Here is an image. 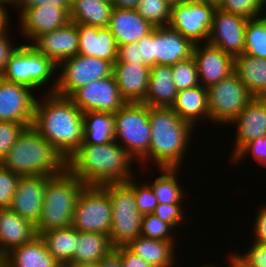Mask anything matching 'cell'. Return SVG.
Here are the masks:
<instances>
[{
    "label": "cell",
    "instance_id": "cell-61",
    "mask_svg": "<svg viewBox=\"0 0 266 267\" xmlns=\"http://www.w3.org/2000/svg\"><path fill=\"white\" fill-rule=\"evenodd\" d=\"M57 267H68V264H60Z\"/></svg>",
    "mask_w": 266,
    "mask_h": 267
},
{
    "label": "cell",
    "instance_id": "cell-36",
    "mask_svg": "<svg viewBox=\"0 0 266 267\" xmlns=\"http://www.w3.org/2000/svg\"><path fill=\"white\" fill-rule=\"evenodd\" d=\"M261 17L248 19L245 30L244 54L266 59V13Z\"/></svg>",
    "mask_w": 266,
    "mask_h": 267
},
{
    "label": "cell",
    "instance_id": "cell-4",
    "mask_svg": "<svg viewBox=\"0 0 266 267\" xmlns=\"http://www.w3.org/2000/svg\"><path fill=\"white\" fill-rule=\"evenodd\" d=\"M19 176H56L66 161L32 126L25 128L1 162Z\"/></svg>",
    "mask_w": 266,
    "mask_h": 267
},
{
    "label": "cell",
    "instance_id": "cell-52",
    "mask_svg": "<svg viewBox=\"0 0 266 267\" xmlns=\"http://www.w3.org/2000/svg\"><path fill=\"white\" fill-rule=\"evenodd\" d=\"M115 62L139 64V53H138L137 42L119 46L117 52V59Z\"/></svg>",
    "mask_w": 266,
    "mask_h": 267
},
{
    "label": "cell",
    "instance_id": "cell-21",
    "mask_svg": "<svg viewBox=\"0 0 266 267\" xmlns=\"http://www.w3.org/2000/svg\"><path fill=\"white\" fill-rule=\"evenodd\" d=\"M31 45L58 65L63 60L78 55L77 24L70 21L61 28L42 34Z\"/></svg>",
    "mask_w": 266,
    "mask_h": 267
},
{
    "label": "cell",
    "instance_id": "cell-2",
    "mask_svg": "<svg viewBox=\"0 0 266 267\" xmlns=\"http://www.w3.org/2000/svg\"><path fill=\"white\" fill-rule=\"evenodd\" d=\"M134 161V162H133ZM135 160L115 140L107 144H80L66 160V168L84 185L125 183L135 174Z\"/></svg>",
    "mask_w": 266,
    "mask_h": 267
},
{
    "label": "cell",
    "instance_id": "cell-62",
    "mask_svg": "<svg viewBox=\"0 0 266 267\" xmlns=\"http://www.w3.org/2000/svg\"><path fill=\"white\" fill-rule=\"evenodd\" d=\"M266 7V0H259Z\"/></svg>",
    "mask_w": 266,
    "mask_h": 267
},
{
    "label": "cell",
    "instance_id": "cell-59",
    "mask_svg": "<svg viewBox=\"0 0 266 267\" xmlns=\"http://www.w3.org/2000/svg\"><path fill=\"white\" fill-rule=\"evenodd\" d=\"M7 4L10 6H13L15 5V0H0V6L6 8ZM6 5V6H5Z\"/></svg>",
    "mask_w": 266,
    "mask_h": 267
},
{
    "label": "cell",
    "instance_id": "cell-25",
    "mask_svg": "<svg viewBox=\"0 0 266 267\" xmlns=\"http://www.w3.org/2000/svg\"><path fill=\"white\" fill-rule=\"evenodd\" d=\"M37 236L35 225L10 208H0V260L13 248Z\"/></svg>",
    "mask_w": 266,
    "mask_h": 267
},
{
    "label": "cell",
    "instance_id": "cell-15",
    "mask_svg": "<svg viewBox=\"0 0 266 267\" xmlns=\"http://www.w3.org/2000/svg\"><path fill=\"white\" fill-rule=\"evenodd\" d=\"M247 21L248 19L245 17L216 8L213 13L208 43L234 58L243 55Z\"/></svg>",
    "mask_w": 266,
    "mask_h": 267
},
{
    "label": "cell",
    "instance_id": "cell-47",
    "mask_svg": "<svg viewBox=\"0 0 266 267\" xmlns=\"http://www.w3.org/2000/svg\"><path fill=\"white\" fill-rule=\"evenodd\" d=\"M7 30L10 29L7 27L3 32L0 33V75L5 70L10 57L20 46V44H17V46L14 45L11 37L8 35Z\"/></svg>",
    "mask_w": 266,
    "mask_h": 267
},
{
    "label": "cell",
    "instance_id": "cell-57",
    "mask_svg": "<svg viewBox=\"0 0 266 267\" xmlns=\"http://www.w3.org/2000/svg\"><path fill=\"white\" fill-rule=\"evenodd\" d=\"M68 267H100L99 263L68 264Z\"/></svg>",
    "mask_w": 266,
    "mask_h": 267
},
{
    "label": "cell",
    "instance_id": "cell-14",
    "mask_svg": "<svg viewBox=\"0 0 266 267\" xmlns=\"http://www.w3.org/2000/svg\"><path fill=\"white\" fill-rule=\"evenodd\" d=\"M33 91L26 85L0 77V121L16 122L26 128L31 127L37 99Z\"/></svg>",
    "mask_w": 266,
    "mask_h": 267
},
{
    "label": "cell",
    "instance_id": "cell-9",
    "mask_svg": "<svg viewBox=\"0 0 266 267\" xmlns=\"http://www.w3.org/2000/svg\"><path fill=\"white\" fill-rule=\"evenodd\" d=\"M112 209L108 184L86 185L76 202L72 226L79 232L108 234L111 228Z\"/></svg>",
    "mask_w": 266,
    "mask_h": 267
},
{
    "label": "cell",
    "instance_id": "cell-45",
    "mask_svg": "<svg viewBox=\"0 0 266 267\" xmlns=\"http://www.w3.org/2000/svg\"><path fill=\"white\" fill-rule=\"evenodd\" d=\"M232 255L244 267H266V244L253 242L245 253L232 251Z\"/></svg>",
    "mask_w": 266,
    "mask_h": 267
},
{
    "label": "cell",
    "instance_id": "cell-26",
    "mask_svg": "<svg viewBox=\"0 0 266 267\" xmlns=\"http://www.w3.org/2000/svg\"><path fill=\"white\" fill-rule=\"evenodd\" d=\"M0 262L2 267H57L60 265L48 252L39 235L13 248Z\"/></svg>",
    "mask_w": 266,
    "mask_h": 267
},
{
    "label": "cell",
    "instance_id": "cell-60",
    "mask_svg": "<svg viewBox=\"0 0 266 267\" xmlns=\"http://www.w3.org/2000/svg\"><path fill=\"white\" fill-rule=\"evenodd\" d=\"M200 267H217L215 264L213 265V263H211L210 265L208 263H206L205 265H201Z\"/></svg>",
    "mask_w": 266,
    "mask_h": 267
},
{
    "label": "cell",
    "instance_id": "cell-12",
    "mask_svg": "<svg viewBox=\"0 0 266 267\" xmlns=\"http://www.w3.org/2000/svg\"><path fill=\"white\" fill-rule=\"evenodd\" d=\"M215 9L202 0L175 2L172 5L169 26L194 44L207 43Z\"/></svg>",
    "mask_w": 266,
    "mask_h": 267
},
{
    "label": "cell",
    "instance_id": "cell-48",
    "mask_svg": "<svg viewBox=\"0 0 266 267\" xmlns=\"http://www.w3.org/2000/svg\"><path fill=\"white\" fill-rule=\"evenodd\" d=\"M139 64H146L150 68L155 66L153 58V31L137 41Z\"/></svg>",
    "mask_w": 266,
    "mask_h": 267
},
{
    "label": "cell",
    "instance_id": "cell-53",
    "mask_svg": "<svg viewBox=\"0 0 266 267\" xmlns=\"http://www.w3.org/2000/svg\"><path fill=\"white\" fill-rule=\"evenodd\" d=\"M98 263L100 267H122L121 257L114 249Z\"/></svg>",
    "mask_w": 266,
    "mask_h": 267
},
{
    "label": "cell",
    "instance_id": "cell-38",
    "mask_svg": "<svg viewBox=\"0 0 266 267\" xmlns=\"http://www.w3.org/2000/svg\"><path fill=\"white\" fill-rule=\"evenodd\" d=\"M173 81L178 91L201 85L193 56L171 65Z\"/></svg>",
    "mask_w": 266,
    "mask_h": 267
},
{
    "label": "cell",
    "instance_id": "cell-3",
    "mask_svg": "<svg viewBox=\"0 0 266 267\" xmlns=\"http://www.w3.org/2000/svg\"><path fill=\"white\" fill-rule=\"evenodd\" d=\"M151 141L149 162L158 168H179L192 139L194 126L171 107H150ZM189 145V146H188ZM188 147V150H187Z\"/></svg>",
    "mask_w": 266,
    "mask_h": 267
},
{
    "label": "cell",
    "instance_id": "cell-22",
    "mask_svg": "<svg viewBox=\"0 0 266 267\" xmlns=\"http://www.w3.org/2000/svg\"><path fill=\"white\" fill-rule=\"evenodd\" d=\"M113 75L121 97L129 103L143 102L149 84L150 67L146 64L114 62Z\"/></svg>",
    "mask_w": 266,
    "mask_h": 267
},
{
    "label": "cell",
    "instance_id": "cell-10",
    "mask_svg": "<svg viewBox=\"0 0 266 267\" xmlns=\"http://www.w3.org/2000/svg\"><path fill=\"white\" fill-rule=\"evenodd\" d=\"M207 96L210 122L220 126L231 124L254 98L235 73L207 88Z\"/></svg>",
    "mask_w": 266,
    "mask_h": 267
},
{
    "label": "cell",
    "instance_id": "cell-49",
    "mask_svg": "<svg viewBox=\"0 0 266 267\" xmlns=\"http://www.w3.org/2000/svg\"><path fill=\"white\" fill-rule=\"evenodd\" d=\"M49 4L63 9L68 15L70 14V4L66 0H15L14 7L22 14L27 8Z\"/></svg>",
    "mask_w": 266,
    "mask_h": 267
},
{
    "label": "cell",
    "instance_id": "cell-11",
    "mask_svg": "<svg viewBox=\"0 0 266 267\" xmlns=\"http://www.w3.org/2000/svg\"><path fill=\"white\" fill-rule=\"evenodd\" d=\"M57 68L54 93L65 97H70L81 86L113 75L112 62L79 54L63 60Z\"/></svg>",
    "mask_w": 266,
    "mask_h": 267
},
{
    "label": "cell",
    "instance_id": "cell-18",
    "mask_svg": "<svg viewBox=\"0 0 266 267\" xmlns=\"http://www.w3.org/2000/svg\"><path fill=\"white\" fill-rule=\"evenodd\" d=\"M23 38L32 44L39 36L65 26L70 22L69 15L61 8L49 4L27 8L19 17ZM26 36V37H25Z\"/></svg>",
    "mask_w": 266,
    "mask_h": 267
},
{
    "label": "cell",
    "instance_id": "cell-28",
    "mask_svg": "<svg viewBox=\"0 0 266 267\" xmlns=\"http://www.w3.org/2000/svg\"><path fill=\"white\" fill-rule=\"evenodd\" d=\"M171 108L181 119L190 122L195 128L198 125L196 122H200L201 119H205V122L208 123L210 121V113L207 88L198 85L178 91Z\"/></svg>",
    "mask_w": 266,
    "mask_h": 267
},
{
    "label": "cell",
    "instance_id": "cell-40",
    "mask_svg": "<svg viewBox=\"0 0 266 267\" xmlns=\"http://www.w3.org/2000/svg\"><path fill=\"white\" fill-rule=\"evenodd\" d=\"M136 177L134 176L125 183L133 190L139 212L142 215L153 214L155 208L158 206V200L154 195L152 186L148 183L149 180L143 181V183H139V181L135 183Z\"/></svg>",
    "mask_w": 266,
    "mask_h": 267
},
{
    "label": "cell",
    "instance_id": "cell-55",
    "mask_svg": "<svg viewBox=\"0 0 266 267\" xmlns=\"http://www.w3.org/2000/svg\"><path fill=\"white\" fill-rule=\"evenodd\" d=\"M9 14L7 9L0 6V33L3 32L7 27H9Z\"/></svg>",
    "mask_w": 266,
    "mask_h": 267
},
{
    "label": "cell",
    "instance_id": "cell-54",
    "mask_svg": "<svg viewBox=\"0 0 266 267\" xmlns=\"http://www.w3.org/2000/svg\"><path fill=\"white\" fill-rule=\"evenodd\" d=\"M140 0H110L114 8L135 9Z\"/></svg>",
    "mask_w": 266,
    "mask_h": 267
},
{
    "label": "cell",
    "instance_id": "cell-41",
    "mask_svg": "<svg viewBox=\"0 0 266 267\" xmlns=\"http://www.w3.org/2000/svg\"><path fill=\"white\" fill-rule=\"evenodd\" d=\"M220 9L246 19H254L263 16L262 12L266 10V7L259 0H226Z\"/></svg>",
    "mask_w": 266,
    "mask_h": 267
},
{
    "label": "cell",
    "instance_id": "cell-16",
    "mask_svg": "<svg viewBox=\"0 0 266 267\" xmlns=\"http://www.w3.org/2000/svg\"><path fill=\"white\" fill-rule=\"evenodd\" d=\"M193 57L200 84L204 88H209L234 73V57L208 42L195 44Z\"/></svg>",
    "mask_w": 266,
    "mask_h": 267
},
{
    "label": "cell",
    "instance_id": "cell-23",
    "mask_svg": "<svg viewBox=\"0 0 266 267\" xmlns=\"http://www.w3.org/2000/svg\"><path fill=\"white\" fill-rule=\"evenodd\" d=\"M79 36V55L97 57L109 62L117 59L118 46L108 27L77 24Z\"/></svg>",
    "mask_w": 266,
    "mask_h": 267
},
{
    "label": "cell",
    "instance_id": "cell-43",
    "mask_svg": "<svg viewBox=\"0 0 266 267\" xmlns=\"http://www.w3.org/2000/svg\"><path fill=\"white\" fill-rule=\"evenodd\" d=\"M25 128L16 122L0 121V163Z\"/></svg>",
    "mask_w": 266,
    "mask_h": 267
},
{
    "label": "cell",
    "instance_id": "cell-42",
    "mask_svg": "<svg viewBox=\"0 0 266 267\" xmlns=\"http://www.w3.org/2000/svg\"><path fill=\"white\" fill-rule=\"evenodd\" d=\"M20 176L0 163V208H9Z\"/></svg>",
    "mask_w": 266,
    "mask_h": 267
},
{
    "label": "cell",
    "instance_id": "cell-32",
    "mask_svg": "<svg viewBox=\"0 0 266 267\" xmlns=\"http://www.w3.org/2000/svg\"><path fill=\"white\" fill-rule=\"evenodd\" d=\"M113 249L114 246L108 234L79 232L76 239V250L70 264L98 263Z\"/></svg>",
    "mask_w": 266,
    "mask_h": 267
},
{
    "label": "cell",
    "instance_id": "cell-6",
    "mask_svg": "<svg viewBox=\"0 0 266 267\" xmlns=\"http://www.w3.org/2000/svg\"><path fill=\"white\" fill-rule=\"evenodd\" d=\"M55 76H57V65L31 44H21L0 75L7 81L26 85L34 92L46 85L45 87L49 88H44L45 93H54L57 86ZM50 82L52 84L48 85Z\"/></svg>",
    "mask_w": 266,
    "mask_h": 267
},
{
    "label": "cell",
    "instance_id": "cell-20",
    "mask_svg": "<svg viewBox=\"0 0 266 267\" xmlns=\"http://www.w3.org/2000/svg\"><path fill=\"white\" fill-rule=\"evenodd\" d=\"M194 43L174 28L156 26L153 30L155 65H174L193 56Z\"/></svg>",
    "mask_w": 266,
    "mask_h": 267
},
{
    "label": "cell",
    "instance_id": "cell-63",
    "mask_svg": "<svg viewBox=\"0 0 266 267\" xmlns=\"http://www.w3.org/2000/svg\"><path fill=\"white\" fill-rule=\"evenodd\" d=\"M66 1L71 5L74 0H66Z\"/></svg>",
    "mask_w": 266,
    "mask_h": 267
},
{
    "label": "cell",
    "instance_id": "cell-58",
    "mask_svg": "<svg viewBox=\"0 0 266 267\" xmlns=\"http://www.w3.org/2000/svg\"><path fill=\"white\" fill-rule=\"evenodd\" d=\"M202 1L208 2L215 8H220L226 0H202Z\"/></svg>",
    "mask_w": 266,
    "mask_h": 267
},
{
    "label": "cell",
    "instance_id": "cell-50",
    "mask_svg": "<svg viewBox=\"0 0 266 267\" xmlns=\"http://www.w3.org/2000/svg\"><path fill=\"white\" fill-rule=\"evenodd\" d=\"M114 250L120 255L122 267H154L136 255L127 246H117Z\"/></svg>",
    "mask_w": 266,
    "mask_h": 267
},
{
    "label": "cell",
    "instance_id": "cell-19",
    "mask_svg": "<svg viewBox=\"0 0 266 267\" xmlns=\"http://www.w3.org/2000/svg\"><path fill=\"white\" fill-rule=\"evenodd\" d=\"M236 131L232 159L246 144L266 135V98L254 97L231 123Z\"/></svg>",
    "mask_w": 266,
    "mask_h": 267
},
{
    "label": "cell",
    "instance_id": "cell-44",
    "mask_svg": "<svg viewBox=\"0 0 266 267\" xmlns=\"http://www.w3.org/2000/svg\"><path fill=\"white\" fill-rule=\"evenodd\" d=\"M247 154H251L252 158L257 161V164H261L266 168V135L262 137H258L246 144L231 160L230 164L238 165L237 163L244 160L247 157Z\"/></svg>",
    "mask_w": 266,
    "mask_h": 267
},
{
    "label": "cell",
    "instance_id": "cell-56",
    "mask_svg": "<svg viewBox=\"0 0 266 267\" xmlns=\"http://www.w3.org/2000/svg\"><path fill=\"white\" fill-rule=\"evenodd\" d=\"M231 255L228 256L227 262H229L228 267H244L230 252Z\"/></svg>",
    "mask_w": 266,
    "mask_h": 267
},
{
    "label": "cell",
    "instance_id": "cell-35",
    "mask_svg": "<svg viewBox=\"0 0 266 267\" xmlns=\"http://www.w3.org/2000/svg\"><path fill=\"white\" fill-rule=\"evenodd\" d=\"M160 175L149 184L152 186L154 195L158 203L171 204L183 203L185 200L184 188L182 182H179L178 173L180 168H158Z\"/></svg>",
    "mask_w": 266,
    "mask_h": 267
},
{
    "label": "cell",
    "instance_id": "cell-37",
    "mask_svg": "<svg viewBox=\"0 0 266 267\" xmlns=\"http://www.w3.org/2000/svg\"><path fill=\"white\" fill-rule=\"evenodd\" d=\"M173 2L170 0H140L135 8L145 20L156 26H168Z\"/></svg>",
    "mask_w": 266,
    "mask_h": 267
},
{
    "label": "cell",
    "instance_id": "cell-30",
    "mask_svg": "<svg viewBox=\"0 0 266 267\" xmlns=\"http://www.w3.org/2000/svg\"><path fill=\"white\" fill-rule=\"evenodd\" d=\"M127 247L136 255L154 267H174L176 245L173 242L161 241L144 236L132 240Z\"/></svg>",
    "mask_w": 266,
    "mask_h": 267
},
{
    "label": "cell",
    "instance_id": "cell-24",
    "mask_svg": "<svg viewBox=\"0 0 266 267\" xmlns=\"http://www.w3.org/2000/svg\"><path fill=\"white\" fill-rule=\"evenodd\" d=\"M108 28L119 47L137 42L142 37L149 35L155 26L143 19L135 9L114 8Z\"/></svg>",
    "mask_w": 266,
    "mask_h": 267
},
{
    "label": "cell",
    "instance_id": "cell-8",
    "mask_svg": "<svg viewBox=\"0 0 266 267\" xmlns=\"http://www.w3.org/2000/svg\"><path fill=\"white\" fill-rule=\"evenodd\" d=\"M112 218L109 237L114 247L127 246L141 234L142 214L133 190L126 183H109Z\"/></svg>",
    "mask_w": 266,
    "mask_h": 267
},
{
    "label": "cell",
    "instance_id": "cell-17",
    "mask_svg": "<svg viewBox=\"0 0 266 267\" xmlns=\"http://www.w3.org/2000/svg\"><path fill=\"white\" fill-rule=\"evenodd\" d=\"M51 176H20L10 209L37 225L41 218L45 187Z\"/></svg>",
    "mask_w": 266,
    "mask_h": 267
},
{
    "label": "cell",
    "instance_id": "cell-33",
    "mask_svg": "<svg viewBox=\"0 0 266 267\" xmlns=\"http://www.w3.org/2000/svg\"><path fill=\"white\" fill-rule=\"evenodd\" d=\"M48 252L59 264H70L76 250L79 231L73 226L46 231L39 235Z\"/></svg>",
    "mask_w": 266,
    "mask_h": 267
},
{
    "label": "cell",
    "instance_id": "cell-34",
    "mask_svg": "<svg viewBox=\"0 0 266 267\" xmlns=\"http://www.w3.org/2000/svg\"><path fill=\"white\" fill-rule=\"evenodd\" d=\"M83 129V142L81 144H107L114 141L113 113H83Z\"/></svg>",
    "mask_w": 266,
    "mask_h": 267
},
{
    "label": "cell",
    "instance_id": "cell-29",
    "mask_svg": "<svg viewBox=\"0 0 266 267\" xmlns=\"http://www.w3.org/2000/svg\"><path fill=\"white\" fill-rule=\"evenodd\" d=\"M234 73L253 97L266 98V59L239 55L234 58Z\"/></svg>",
    "mask_w": 266,
    "mask_h": 267
},
{
    "label": "cell",
    "instance_id": "cell-27",
    "mask_svg": "<svg viewBox=\"0 0 266 267\" xmlns=\"http://www.w3.org/2000/svg\"><path fill=\"white\" fill-rule=\"evenodd\" d=\"M177 94L171 65L151 67L146 99L142 103L150 107H172Z\"/></svg>",
    "mask_w": 266,
    "mask_h": 267
},
{
    "label": "cell",
    "instance_id": "cell-51",
    "mask_svg": "<svg viewBox=\"0 0 266 267\" xmlns=\"http://www.w3.org/2000/svg\"><path fill=\"white\" fill-rule=\"evenodd\" d=\"M253 241L254 243L266 244V204L261 205L258 209L256 219L253 224Z\"/></svg>",
    "mask_w": 266,
    "mask_h": 267
},
{
    "label": "cell",
    "instance_id": "cell-5",
    "mask_svg": "<svg viewBox=\"0 0 266 267\" xmlns=\"http://www.w3.org/2000/svg\"><path fill=\"white\" fill-rule=\"evenodd\" d=\"M67 168L47 180L41 218L35 226L37 235L72 226V215L85 187Z\"/></svg>",
    "mask_w": 266,
    "mask_h": 267
},
{
    "label": "cell",
    "instance_id": "cell-64",
    "mask_svg": "<svg viewBox=\"0 0 266 267\" xmlns=\"http://www.w3.org/2000/svg\"><path fill=\"white\" fill-rule=\"evenodd\" d=\"M170 1L175 3V2H178V1H181V0H170Z\"/></svg>",
    "mask_w": 266,
    "mask_h": 267
},
{
    "label": "cell",
    "instance_id": "cell-39",
    "mask_svg": "<svg viewBox=\"0 0 266 267\" xmlns=\"http://www.w3.org/2000/svg\"><path fill=\"white\" fill-rule=\"evenodd\" d=\"M173 228L166 222L161 221L154 214L142 216L141 236L161 241L173 242L175 245V234Z\"/></svg>",
    "mask_w": 266,
    "mask_h": 267
},
{
    "label": "cell",
    "instance_id": "cell-7",
    "mask_svg": "<svg viewBox=\"0 0 266 267\" xmlns=\"http://www.w3.org/2000/svg\"><path fill=\"white\" fill-rule=\"evenodd\" d=\"M113 116L115 141L135 160V164L148 163L151 141L149 105L126 102Z\"/></svg>",
    "mask_w": 266,
    "mask_h": 267
},
{
    "label": "cell",
    "instance_id": "cell-46",
    "mask_svg": "<svg viewBox=\"0 0 266 267\" xmlns=\"http://www.w3.org/2000/svg\"><path fill=\"white\" fill-rule=\"evenodd\" d=\"M181 203L162 204L158 203L153 214L161 221L168 223L173 229H178L185 219ZM184 218V219H183Z\"/></svg>",
    "mask_w": 266,
    "mask_h": 267
},
{
    "label": "cell",
    "instance_id": "cell-1",
    "mask_svg": "<svg viewBox=\"0 0 266 267\" xmlns=\"http://www.w3.org/2000/svg\"><path fill=\"white\" fill-rule=\"evenodd\" d=\"M37 96L32 127L66 161L83 142V112L70 97L56 93Z\"/></svg>",
    "mask_w": 266,
    "mask_h": 267
},
{
    "label": "cell",
    "instance_id": "cell-31",
    "mask_svg": "<svg viewBox=\"0 0 266 267\" xmlns=\"http://www.w3.org/2000/svg\"><path fill=\"white\" fill-rule=\"evenodd\" d=\"M114 7L110 1L74 0L70 5V21L96 27H108Z\"/></svg>",
    "mask_w": 266,
    "mask_h": 267
},
{
    "label": "cell",
    "instance_id": "cell-13",
    "mask_svg": "<svg viewBox=\"0 0 266 267\" xmlns=\"http://www.w3.org/2000/svg\"><path fill=\"white\" fill-rule=\"evenodd\" d=\"M70 98L83 113L110 112L114 114L126 103L121 97L114 75L81 86Z\"/></svg>",
    "mask_w": 266,
    "mask_h": 267
}]
</instances>
